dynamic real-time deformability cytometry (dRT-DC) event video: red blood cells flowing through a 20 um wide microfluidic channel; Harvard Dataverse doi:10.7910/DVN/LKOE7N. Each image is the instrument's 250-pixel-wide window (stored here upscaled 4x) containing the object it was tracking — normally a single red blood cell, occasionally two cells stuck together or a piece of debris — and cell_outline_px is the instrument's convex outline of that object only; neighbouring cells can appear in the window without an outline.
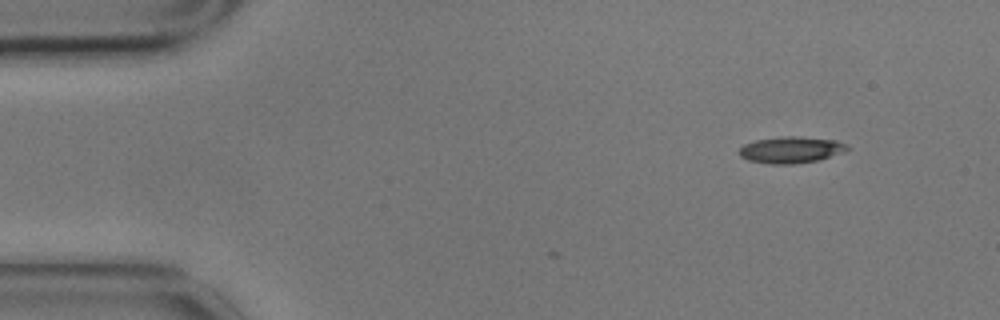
{"species": "common noctule bat (a hibernating species)", "species_latin": "Nyctalus noctula", "temperature_condition": "cold", "stored_images_in_passage": 6, "camera_frame_rate_fps": 3000, "um_per_image_px": 0.085, "animal": {"sex": "male", "body_mass_g": 17.9}, "frame": {"image": 1, "passage_image": 1, "time_ms": 0.0, "image_size_px": [1000, 320], "cell_outline_px": [[852, 148], [844, 152], [816, 160], [792, 164], [772, 164], [748, 160], [740, 156], [736, 152], [744, 144], [756, 140], [780, 136], [800, 136], [836, 140], [848, 144]], "centroid_in_image_um": [67.24, 12.72], "position_along_channel_um": 17.8, "area_um2": 16.82}}